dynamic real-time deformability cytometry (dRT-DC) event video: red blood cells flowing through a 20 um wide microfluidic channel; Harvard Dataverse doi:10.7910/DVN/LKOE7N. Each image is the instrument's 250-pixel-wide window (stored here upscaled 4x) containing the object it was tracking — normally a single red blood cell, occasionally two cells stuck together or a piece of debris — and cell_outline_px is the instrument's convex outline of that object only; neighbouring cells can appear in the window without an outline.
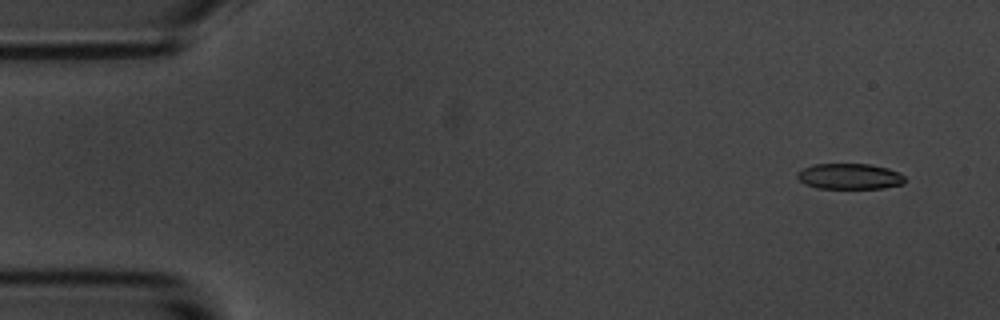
{"species": "common noctule bat (a hibernating species)", "species_latin": "Nyctalus noctula", "temperature_condition": "room temperature", "stored_images_in_passage": 6, "camera_frame_rate_fps": 3000, "um_per_image_px": 0.085, "animal": {"sex": "male", "body_mass_g": 20.1, "forearm_length_mm": 53.5}, "frame": {"image": 1, "passage_image": 2, "time_ms": 1.0, "image_size_px": [1000, 320], "cell_outline_px": [[904, 184], [884, 188], [816, 188], [804, 184], [796, 176], [796, 172], [812, 164], [868, 164], [888, 168], [904, 176]], "centroid_in_image_um": [72.18, 14.99], "position_along_channel_um": 12.8, "area_um2": 16.13}}
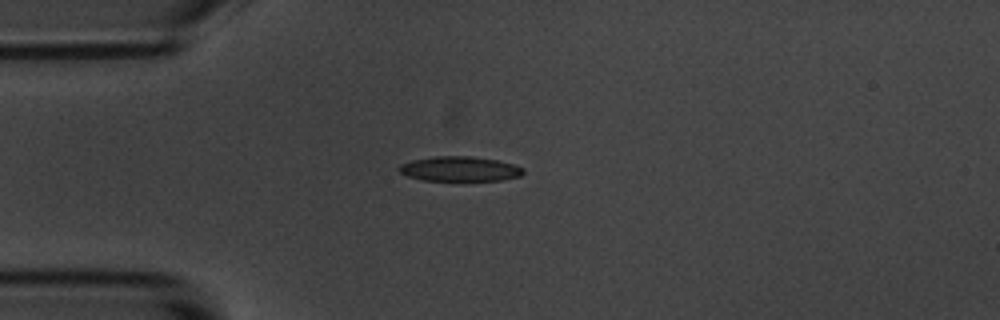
{"frame": {"image": 2, "passage_image": 5, "time_ms": 4.667, "image_size_px": [1000, 320], "cell_outline_px": [[524, 172], [520, 176], [500, 180], [424, 180], [408, 176], [400, 172], [396, 168], [400, 164], [412, 160], [432, 156], [472, 156], [496, 160], [512, 164], [524, 168]], "centroid_in_image_um": [39.05, 14.34], "position_along_channel_um": 46.0, "area_um2": 17.86}}